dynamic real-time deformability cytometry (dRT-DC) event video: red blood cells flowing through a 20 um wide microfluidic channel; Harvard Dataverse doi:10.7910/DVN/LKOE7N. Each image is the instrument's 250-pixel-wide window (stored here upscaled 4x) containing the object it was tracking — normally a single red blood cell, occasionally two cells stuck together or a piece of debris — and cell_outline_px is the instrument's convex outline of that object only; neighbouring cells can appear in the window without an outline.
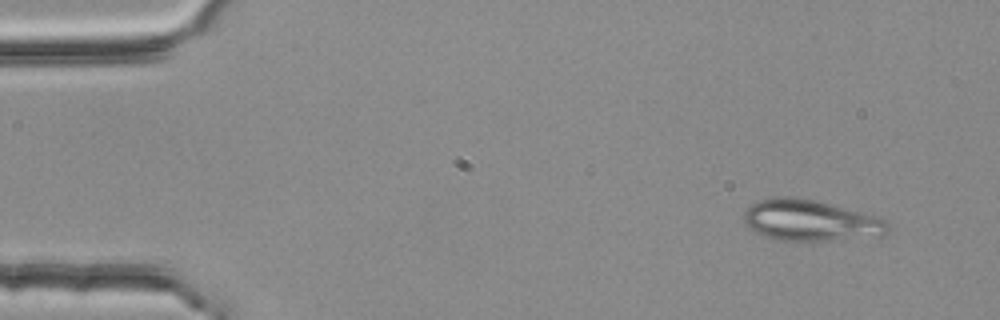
{"species": "common noctule bat (a hibernating species)", "species_latin": "Nyctalus noctula", "temperature_condition": "room temperature", "stored_images_in_passage": 4, "camera_frame_rate_fps": 3000, "um_per_image_px": 0.085, "animal": {"sex": "female", "body_mass_g": 25.1}, "frame": {"image": 1, "passage_image": 1, "time_ms": 0.0, "image_size_px": [1000, 320], "cell_outline_px": [[888, 232], [884, 236], [828, 240], [780, 240], [756, 232], [744, 224], [744, 212], [752, 204], [760, 200], [776, 196], [800, 196], [876, 216], [884, 220], [888, 224]], "centroid_in_image_um": [68.89, 18.72], "position_along_channel_um": 16.1, "area_um2": 34.28}}